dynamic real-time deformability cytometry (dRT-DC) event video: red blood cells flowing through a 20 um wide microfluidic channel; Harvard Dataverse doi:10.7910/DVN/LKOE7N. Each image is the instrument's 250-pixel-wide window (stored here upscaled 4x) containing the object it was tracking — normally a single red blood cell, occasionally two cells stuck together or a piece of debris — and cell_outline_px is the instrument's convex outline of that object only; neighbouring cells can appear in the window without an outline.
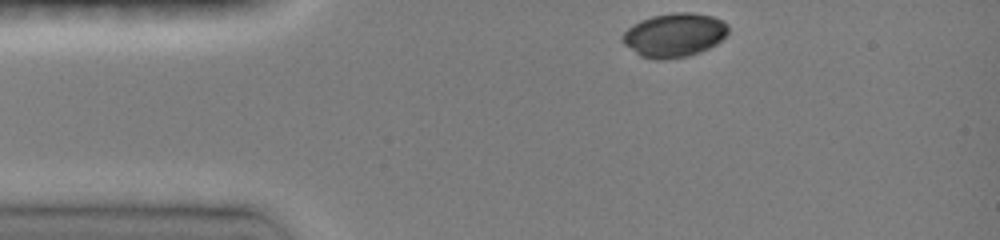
{"species": "common noctule bat (a hibernating species)", "species_latin": "Nyctalus noctula", "temperature_condition": "room temperature", "stored_images_in_passage": 33, "camera_frame_rate_fps": 3000, "um_per_image_px": 0.085, "animal": {"sex": "female", "body_mass_g": 19.0, "forearm_length_mm": 51.5}, "frame": {"image": 1, "passage_image": 1, "time_ms": 0.0, "image_size_px": [1000, 240], "cell_outline_px": [[728, 32], [716, 44], [700, 52], [688, 56], [668, 60], [652, 60], [640, 56], [624, 44], [620, 40], [624, 32], [632, 24], [640, 20], [652, 16], [676, 12], [692, 12], [712, 16], [728, 24]], "centroid_in_image_um": [57.28, 2.99], "position_along_channel_um": 27.7, "area_um2": 27.22}}
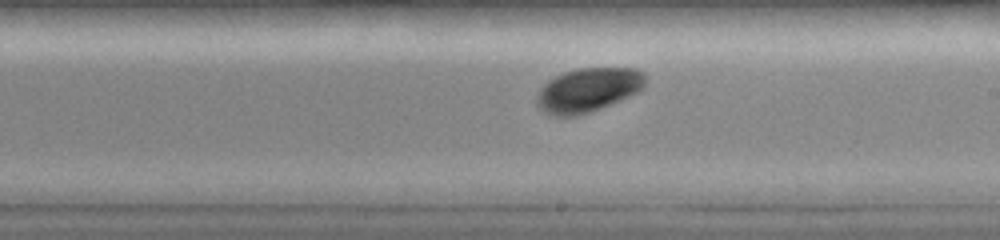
{"frame": {"image": 2, "passage_image": 19, "time_ms": 6.0, "image_size_px": [1000, 240], "cell_outline_px": [[644, 88], [620, 100], [600, 108], [576, 116], [552, 116], [544, 112], [536, 104], [536, 96], [540, 88], [548, 80], [564, 72], [576, 68], [636, 68], [644, 72]], "centroid_in_image_um": [49.95, 7.64], "position_along_channel_um": 239.0, "area_um2": 27.8}}
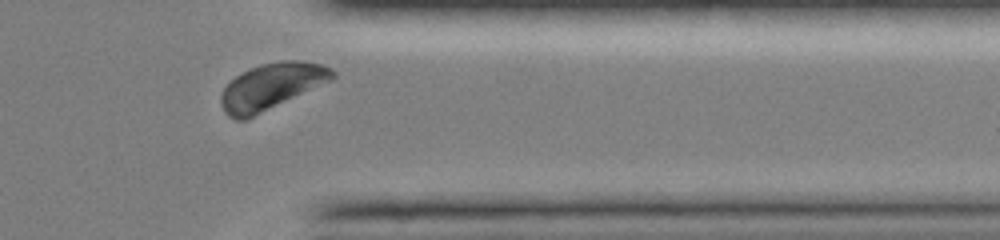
{"frame": {"image": 3, "passage_image": 30, "time_ms": 9.667, "image_size_px": [1000, 240], "cell_outline_px": [[336, 76], [332, 80], [248, 120], [236, 120], [228, 116], [224, 112], [220, 100], [220, 96], [228, 80], [248, 68], [260, 64], [280, 60], [304, 60], [320, 64], [332, 68], [336, 72]], "centroid_in_image_um": [23.05, 7.35], "position_along_channel_um": 388.3, "area_um2": 30.75}, "authors_computed_cell_mechanics": {"area_um2": 27.8596, "velocity_mm_per_s": 4.0831, "shape_relaxation_time_tau1_ms": 1.6566, "shape_relaxation_time_tau2_ms": null, "deformation_change_tau1": 0.0919, "deformation_change_tau2": null}}